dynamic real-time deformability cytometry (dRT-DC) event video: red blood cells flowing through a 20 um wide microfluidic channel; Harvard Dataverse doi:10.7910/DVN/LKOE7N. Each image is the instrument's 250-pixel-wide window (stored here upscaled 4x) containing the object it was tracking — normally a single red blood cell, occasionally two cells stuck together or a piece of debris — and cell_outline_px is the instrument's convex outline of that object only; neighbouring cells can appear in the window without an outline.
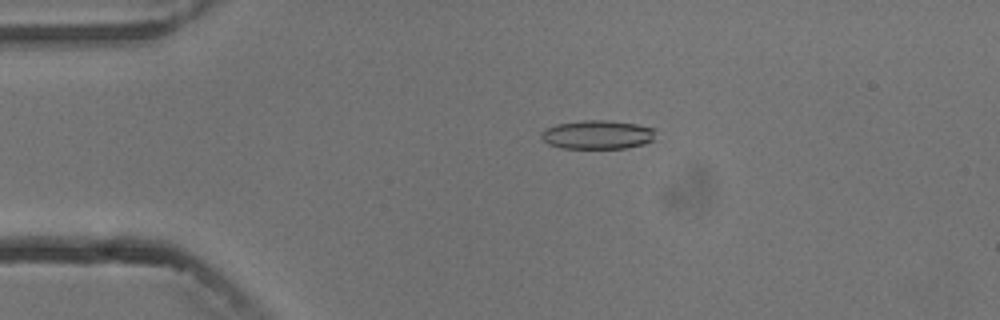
{"species": "common noctule bat (a hibernating species)", "species_latin": "Nyctalus noctula", "temperature_condition": "cold", "stored_images_in_passage": 5, "camera_frame_rate_fps": 3000, "um_per_image_px": 0.085, "animal": {"sex": "male", "body_mass_g": 13.3}, "frame": {"image": 1, "passage_image": 4, "time_ms": 3.667, "image_size_px": [1000, 320], "cell_outline_px": [[656, 128], [652, 140], [644, 144], [628, 148], [560, 148], [548, 144], [540, 136], [540, 132], [544, 128], [556, 124], [584, 120], [608, 120], [636, 124]], "centroid_in_image_um": [50.76, 11.44], "position_along_channel_um": 34.2, "area_um2": 19.36}}